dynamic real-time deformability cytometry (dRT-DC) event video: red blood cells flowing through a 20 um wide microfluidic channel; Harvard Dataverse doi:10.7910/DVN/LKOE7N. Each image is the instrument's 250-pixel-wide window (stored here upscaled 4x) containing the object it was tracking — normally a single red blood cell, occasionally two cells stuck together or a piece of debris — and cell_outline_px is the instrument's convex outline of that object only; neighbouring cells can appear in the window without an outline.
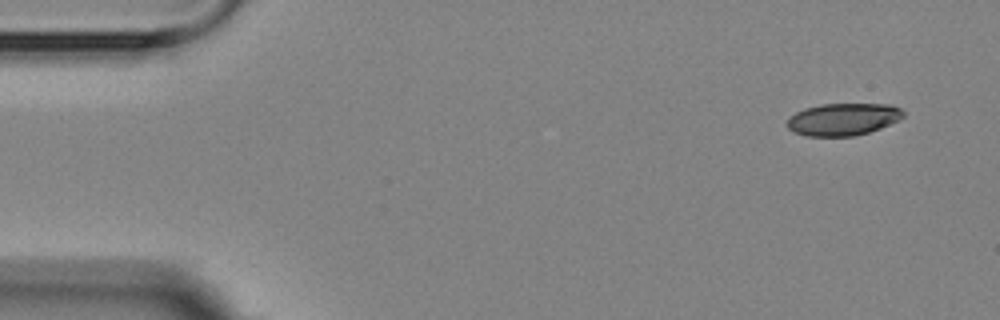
{"species": "Egyptian fruit bat (a non-hibernating species)", "species_latin": "Rousettus aegyptiacus", "temperature_condition": "room temperature", "stored_images_in_passage": 4, "camera_frame_rate_fps": 3000, "um_per_image_px": 0.085, "animal": {"sex": "female"}, "frame": {"image": 1, "passage_image": 1, "time_ms": 0.0, "image_size_px": [1000, 320], "cell_outline_px": [[904, 116], [880, 128], [868, 132], [852, 136], [808, 136], [792, 132], [784, 124], [796, 112], [804, 108], [820, 104], [892, 104], [900, 108], [904, 112]], "centroid_in_image_um": [71.62, 10.13], "position_along_channel_um": 13.4, "area_um2": 21.79}}